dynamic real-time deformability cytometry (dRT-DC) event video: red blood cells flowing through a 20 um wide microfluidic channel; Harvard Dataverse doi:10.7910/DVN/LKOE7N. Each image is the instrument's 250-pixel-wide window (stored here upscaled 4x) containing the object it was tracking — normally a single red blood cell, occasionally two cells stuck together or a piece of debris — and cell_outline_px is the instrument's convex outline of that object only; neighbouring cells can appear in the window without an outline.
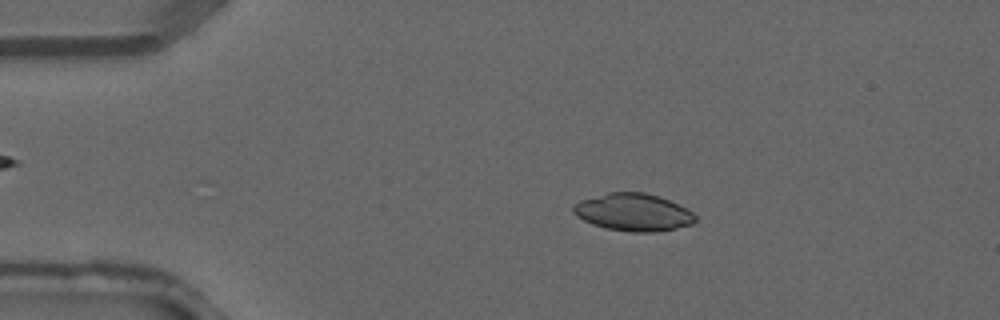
{"species": "common noctule bat (a hibernating species)", "species_latin": "Nyctalus noctula", "temperature_condition": "warm", "stored_images_in_passage": 3, "camera_frame_rate_fps": 3000, "um_per_image_px": 0.085, "animal": {"sex": "male", "forearm_length_mm": 52.5}, "frame": {"image": 1, "passage_image": 2, "time_ms": 0.333, "image_size_px": [1000, 320], "cell_outline_px": [[696, 220], [692, 224], [676, 228], [656, 232], [632, 232], [608, 228], [592, 224], [576, 216], [572, 212], [572, 208], [580, 200], [608, 192], [644, 192], [660, 196], [692, 212], [696, 216]], "centroid_in_image_um": [53.82, 18.04], "position_along_channel_um": 31.2, "area_um2": 26.47}}